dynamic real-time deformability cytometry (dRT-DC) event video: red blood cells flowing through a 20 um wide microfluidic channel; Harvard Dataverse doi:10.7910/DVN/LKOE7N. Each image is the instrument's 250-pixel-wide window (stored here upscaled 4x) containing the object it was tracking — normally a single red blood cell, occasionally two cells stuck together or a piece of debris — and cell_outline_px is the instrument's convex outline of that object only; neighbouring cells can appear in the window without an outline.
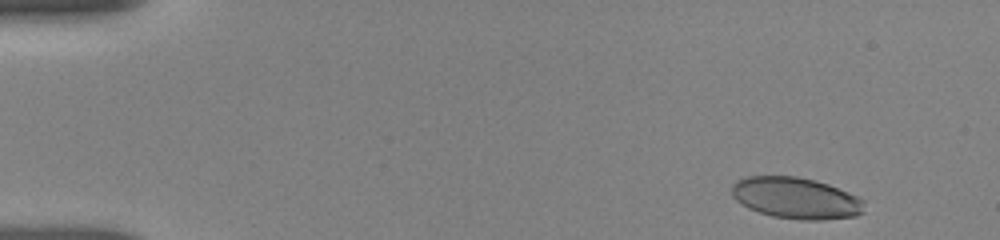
{"species": "human", "species_latin": "Homo sapiens", "temperature_condition": "room temperature", "stored_images_in_passage": 11, "camera_frame_rate_fps": 3000, "um_per_image_px": 0.085, "donor": {"sex": "female"}, "frame": {"image": 1, "passage_image": 2, "time_ms": 0.667, "image_size_px": [1000, 240], "cell_outline_px": [[864, 212], [856, 216], [820, 220], [800, 220], [772, 216], [748, 208], [736, 200], [732, 196], [732, 184], [736, 180], [748, 176], [796, 176], [828, 184], [856, 196], [864, 200]], "centroid_in_image_um": [67.64, 16.84], "position_along_channel_um": 17.4, "area_um2": 31.91}}
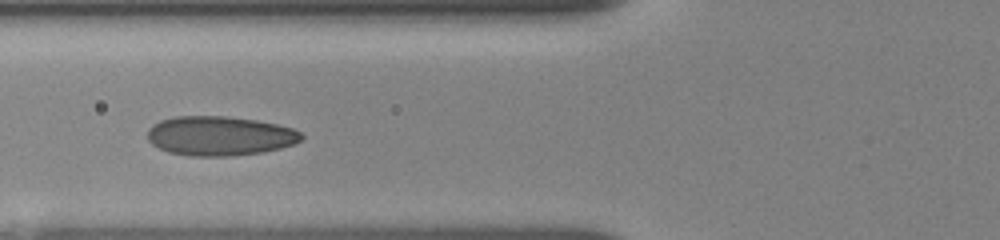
{"frame": {"image": 2, "passage_image": 10, "time_ms": 6.0, "image_size_px": [1000, 240], "cell_outline_px": [[304, 136], [300, 140], [292, 144], [280, 148], [260, 152], [228, 156], [192, 156], [168, 152], [152, 144], [148, 140], [148, 128], [152, 124], [160, 120], [172, 116], [228, 116], [256, 120], [276, 124], [292, 128], [300, 132]], "centroid_in_image_um": [18.63, 11.54], "position_along_channel_um": 107.2, "area_um2": 35.32}}